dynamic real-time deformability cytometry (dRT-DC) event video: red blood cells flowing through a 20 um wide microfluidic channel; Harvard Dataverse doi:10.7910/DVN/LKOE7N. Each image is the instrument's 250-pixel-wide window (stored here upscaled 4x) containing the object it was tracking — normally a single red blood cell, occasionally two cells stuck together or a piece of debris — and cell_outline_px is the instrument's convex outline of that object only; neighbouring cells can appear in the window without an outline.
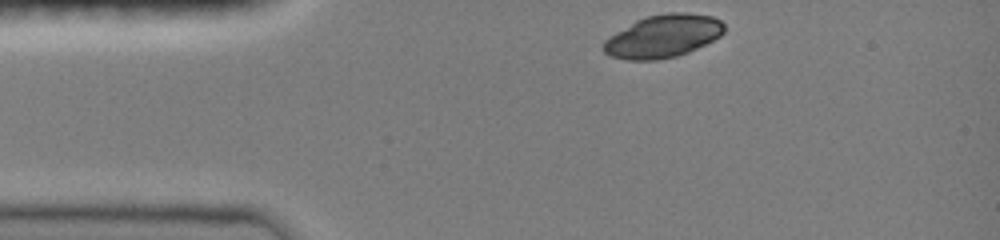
{"species": "common noctule bat (a hibernating species)", "species_latin": "Nyctalus noctula", "temperature_condition": "room temperature", "stored_images_in_passage": 39, "camera_frame_rate_fps": 3000, "um_per_image_px": 0.085, "animal": {"sex": "female", "body_mass_g": 19.0, "forearm_length_mm": 51.5}, "frame": {"image": 1, "passage_image": 1, "time_ms": 0.0, "image_size_px": [1000, 240], "cell_outline_px": [[724, 32], [720, 36], [688, 52], [676, 56], [656, 60], [624, 60], [608, 56], [600, 48], [604, 40], [608, 36], [636, 20], [648, 16], [668, 12], [684, 12], [712, 16], [720, 20], [724, 24]], "centroid_in_image_um": [56.3, 3.08], "position_along_channel_um": 28.7, "area_um2": 30.29}}